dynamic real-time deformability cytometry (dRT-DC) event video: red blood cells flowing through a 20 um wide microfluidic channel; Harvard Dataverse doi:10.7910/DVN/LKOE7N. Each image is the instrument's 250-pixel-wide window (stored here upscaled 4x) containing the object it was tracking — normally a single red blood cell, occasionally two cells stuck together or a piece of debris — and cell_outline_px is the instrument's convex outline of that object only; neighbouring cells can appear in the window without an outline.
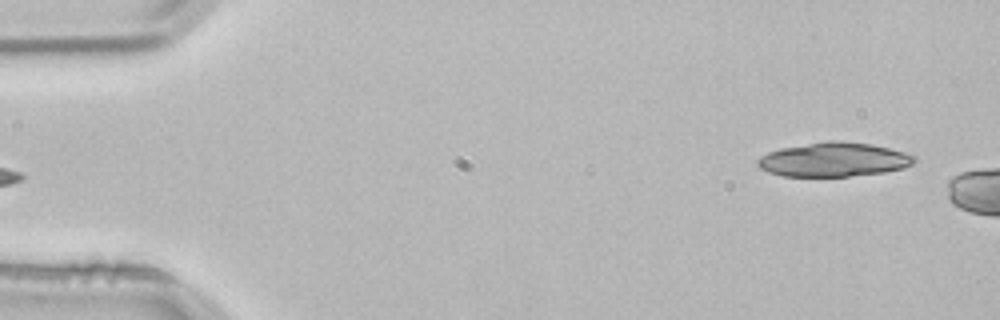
{"species": "common noctule bat (a hibernating species)", "species_latin": "Nyctalus noctula", "temperature_condition": "room temperature", "stored_images_in_passage": 4, "segment_of_instrument_passage": [2, 2], "camera_frame_rate_fps": 3000, "um_per_image_px": 0.085, "animal": {"sex": "male", "body_mass_g": 21.5, "forearm_length_mm": 52.0}, "frame": {"image": 1, "passage_image": 4, "time_ms": 1.0, "image_size_px": [1000, 320], "cell_outline_px": [[916, 160], [912, 164], [904, 168], [884, 172], [848, 176], [784, 176], [768, 172], [760, 168], [756, 164], [756, 160], [760, 156], [768, 152], [780, 148], [828, 140], [836, 140], [872, 144], [904, 152], [916, 156]], "centroid_in_image_um": [70.85, 13.56], "position_along_channel_um": 14.1, "area_um2": 31.21}}